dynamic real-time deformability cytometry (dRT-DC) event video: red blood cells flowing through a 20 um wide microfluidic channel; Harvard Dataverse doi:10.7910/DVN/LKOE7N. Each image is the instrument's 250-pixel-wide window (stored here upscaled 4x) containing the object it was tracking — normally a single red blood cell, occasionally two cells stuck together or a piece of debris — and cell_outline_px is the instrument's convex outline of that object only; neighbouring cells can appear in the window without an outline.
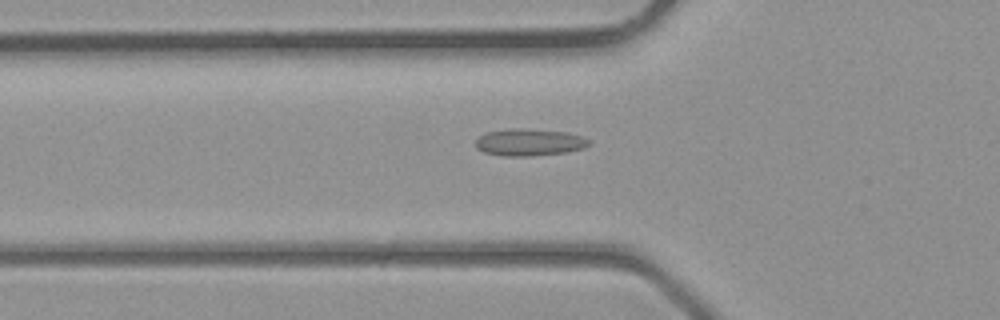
{"species": "common noctule bat (a hibernating species)", "species_latin": "Nyctalus noctula", "temperature_condition": "room temperature", "stored_images_in_passage": 27, "camera_frame_rate_fps": 3000, "um_per_image_px": 0.085, "animal": {"sex": "male", "body_mass_g": 23.1, "forearm_length_mm": 52.7}, "frame": {"image": 1, "passage_image": 5, "time_ms": 1.333, "image_size_px": [1000, 320], "cell_outline_px": [[592, 144], [584, 148], [568, 152], [532, 156], [500, 156], [484, 152], [476, 148], [476, 140], [480, 136], [488, 132], [508, 128], [520, 128], [568, 132], [592, 140]], "centroid_in_image_um": [45.03, 12.1], "position_along_channel_um": 80.8, "area_um2": 18.09}}
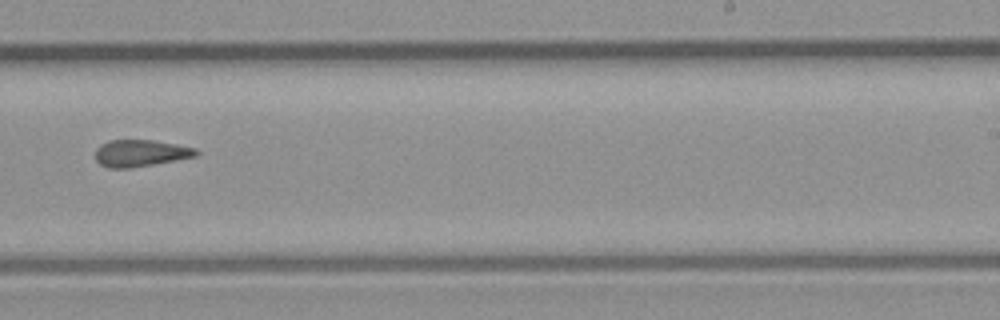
{"frame": {"image": 2, "passage_image": 16, "time_ms": 5.0, "image_size_px": [1000, 320], "cell_outline_px": [[200, 152], [196, 156], [176, 160], [128, 168], [108, 168], [100, 164], [96, 160], [96, 148], [100, 144], [108, 140], [152, 140], [196, 148]], "centroid_in_image_um": [11.92, 13.01], "position_along_channel_um": 277.1, "area_um2": 15.66}}
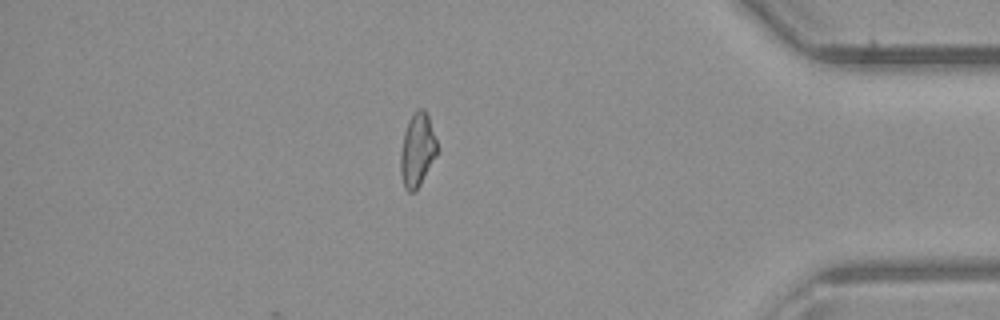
{"frame": {"image": 3, "passage_image": 25, "time_ms": 8.0, "image_size_px": [1000, 320], "cell_outline_px": [[440, 152], [420, 184], [412, 192], [408, 192], [404, 188], [400, 172], [400, 152], [404, 132], [412, 112], [416, 108], [424, 108], [428, 116], [440, 148]], "centroid_in_image_um": [35.5, 12.73], "position_along_channel_um": 399.7, "area_um2": 16.13}}